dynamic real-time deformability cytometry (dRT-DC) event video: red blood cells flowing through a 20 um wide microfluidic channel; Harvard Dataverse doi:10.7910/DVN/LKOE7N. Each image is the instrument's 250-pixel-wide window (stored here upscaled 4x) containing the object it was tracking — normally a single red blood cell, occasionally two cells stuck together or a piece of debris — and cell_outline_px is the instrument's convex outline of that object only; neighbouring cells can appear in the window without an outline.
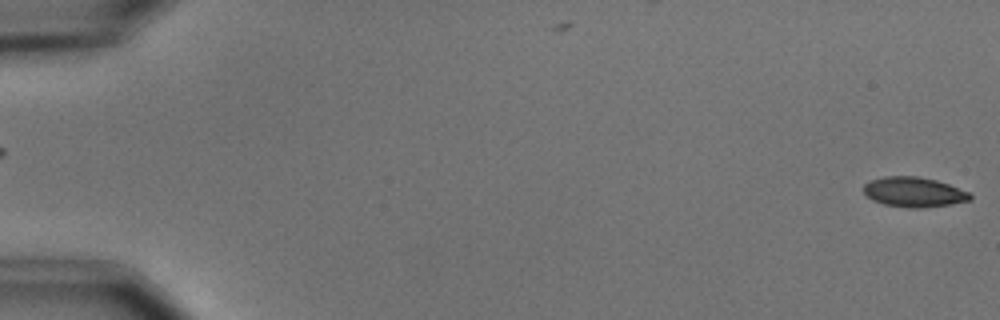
{"species": "common noctule bat (a hibernating species)", "species_latin": "Nyctalus noctula", "temperature_condition": "cold", "stored_images_in_passage": 2, "segment_of_instrument_passage": [2, 2], "camera_frame_rate_fps": 3000, "um_per_image_px": 0.085, "animal": {"sex": "male", "body_mass_g": 15.6}, "frame": {"image": 1, "passage_image": 2, "time_ms": 1.333, "image_size_px": [1000, 320], "cell_outline_px": [[972, 200], [952, 204], [924, 208], [908, 208], [884, 204], [872, 200], [864, 196], [864, 184], [868, 180], [884, 176], [916, 176], [936, 180], [972, 192]], "centroid_in_image_um": [77.69, 16.33], "position_along_channel_um": 7.3, "area_um2": 18.96}}